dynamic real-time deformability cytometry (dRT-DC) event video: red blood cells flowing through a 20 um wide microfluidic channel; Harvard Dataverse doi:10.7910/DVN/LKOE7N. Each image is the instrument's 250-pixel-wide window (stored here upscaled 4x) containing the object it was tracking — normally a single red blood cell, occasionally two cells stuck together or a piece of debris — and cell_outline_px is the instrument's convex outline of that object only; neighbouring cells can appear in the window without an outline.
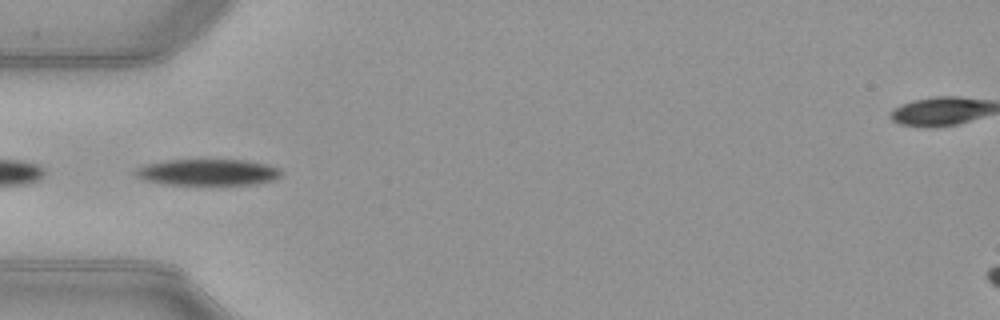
{"species": "common noctule bat (a hibernating species)", "species_latin": "Nyctalus noctula", "temperature_condition": "warm", "stored_images_in_passage": 17, "camera_frame_rate_fps": 3000, "um_per_image_px": 0.085, "animal": {"sex": "female", "body_mass_g": 21.9}, "frame": {"image": 1, "passage_image": 6, "time_ms": 1.667, "image_size_px": [1000, 320], "cell_outline_px": [[280, 176], [272, 180], [256, 184], [164, 184], [144, 180], [136, 176], [132, 172], [136, 168], [144, 164], [168, 160], [244, 160], [264, 164], [280, 168]], "centroid_in_image_um": [17.6, 14.64], "position_along_channel_um": 67.4, "area_um2": 22.2}}
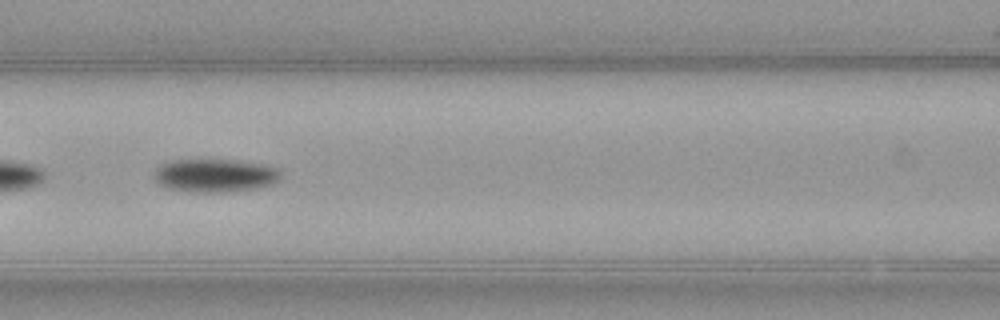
{"frame": {"image": 2, "passage_image": 12, "time_ms": 3.667, "image_size_px": [1000, 320], "cell_outline_px": [[280, 180], [272, 184], [256, 188], [224, 192], [192, 192], [168, 188], [160, 184], [152, 176], [156, 168], [160, 164], [172, 160], [236, 160], [260, 164], [280, 168]], "centroid_in_image_um": [18.26, 14.91], "position_along_channel_um": 148.3, "area_um2": 24.57}}
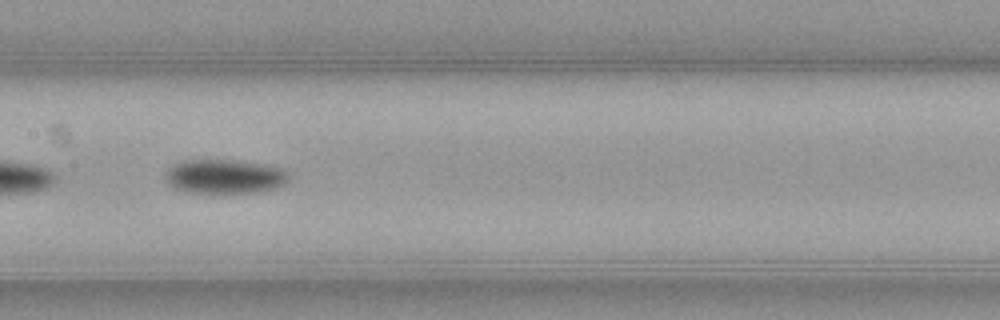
{"frame": {"image": 3, "passage_image": 15, "time_ms": 4.667, "image_size_px": [1000, 320], "cell_outline_px": [[288, 180], [284, 184], [276, 188], [256, 192], [220, 196], [216, 196], [184, 192], [172, 188], [168, 184], [164, 176], [176, 164], [184, 160], [232, 160], [284, 168], [288, 172]], "centroid_in_image_um": [19.08, 15.07], "position_along_channel_um": 188.3, "area_um2": 25.37}}